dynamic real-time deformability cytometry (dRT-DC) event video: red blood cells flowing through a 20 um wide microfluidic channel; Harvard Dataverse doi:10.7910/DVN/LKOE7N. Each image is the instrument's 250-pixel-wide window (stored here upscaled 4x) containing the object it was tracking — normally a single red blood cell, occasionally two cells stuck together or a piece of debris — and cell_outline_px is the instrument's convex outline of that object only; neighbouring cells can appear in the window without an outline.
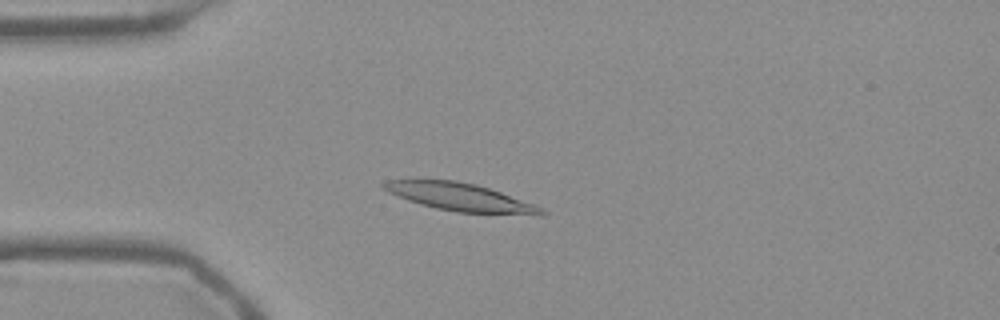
{"species": "Egyptian fruit bat (a non-hibernating species)", "species_latin": "Rousettus aegyptiacus", "temperature_condition": "warm", "stored_images_in_passage": 54, "camera_frame_rate_fps": 3000, "um_per_image_px": 0.085, "frame": {"image": 1, "passage_image": 14, "time_ms": 4.333, "image_size_px": [1000, 320], "cell_outline_px": [[548, 212], [544, 216], [536, 216], [456, 212], [436, 208], [420, 204], [408, 200], [388, 192], [380, 184], [388, 180], [456, 180], [476, 184], [536, 204], [544, 208]], "centroid_in_image_um": [39.24, 16.78], "position_along_channel_um": 45.8, "area_um2": 25.89}}
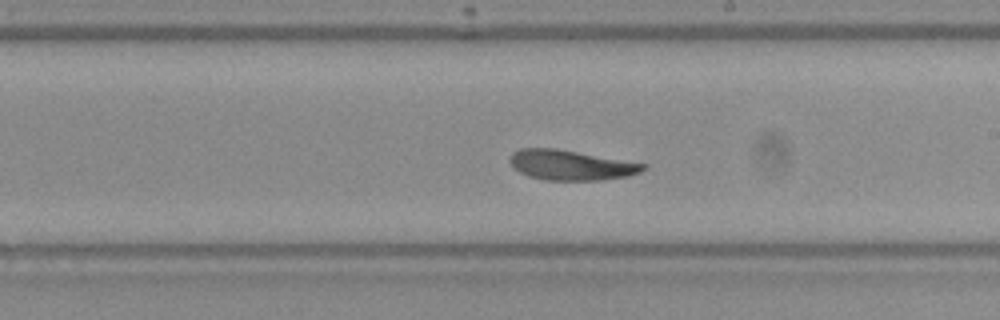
{"frame": {"image": 2, "passage_image": 31, "time_ms": 10.0, "image_size_px": [1000, 320], "cell_outline_px": [[648, 168], [640, 172], [628, 176], [600, 180], [544, 180], [528, 176], [512, 168], [508, 160], [512, 152], [520, 148], [556, 148], [648, 164]], "centroid_in_image_um": [48.5, 14.03], "position_along_channel_um": 240.5, "area_um2": 23.58}}
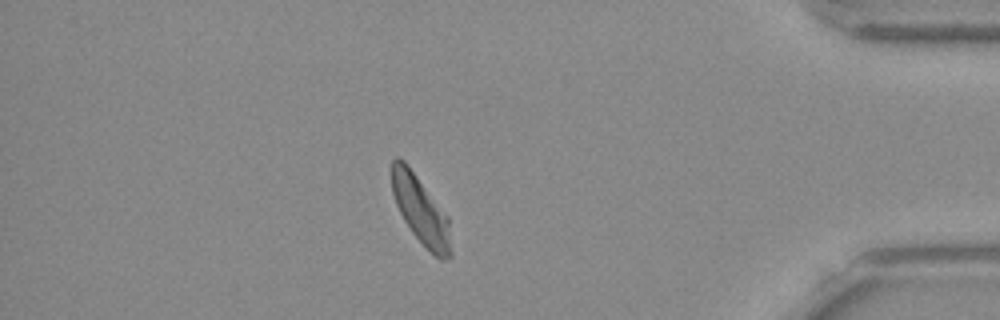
{"frame": {"image": 3, "passage_image": 47, "time_ms": 15.333, "image_size_px": [1000, 320], "cell_outline_px": [[452, 256], [444, 260], [440, 260], [412, 232], [404, 220], [396, 204], [392, 192], [392, 160], [396, 156], [400, 156], [408, 164], [448, 216], [452, 252]], "centroid_in_image_um": [35.77, 17.84], "position_along_channel_um": 399.4, "area_um2": 23.24}, "authors_computed_cell_mechanics": {"area_um2": 24.3627, "velocity_mm_per_s": 3.7256, "shape_relaxation_time_tau1_ms": 5.7454, "shape_relaxation_time_tau2_ms": 2.0265, "deformation_change_tau1": 0.1542, "deformation_change_tau2": 0.0751}}